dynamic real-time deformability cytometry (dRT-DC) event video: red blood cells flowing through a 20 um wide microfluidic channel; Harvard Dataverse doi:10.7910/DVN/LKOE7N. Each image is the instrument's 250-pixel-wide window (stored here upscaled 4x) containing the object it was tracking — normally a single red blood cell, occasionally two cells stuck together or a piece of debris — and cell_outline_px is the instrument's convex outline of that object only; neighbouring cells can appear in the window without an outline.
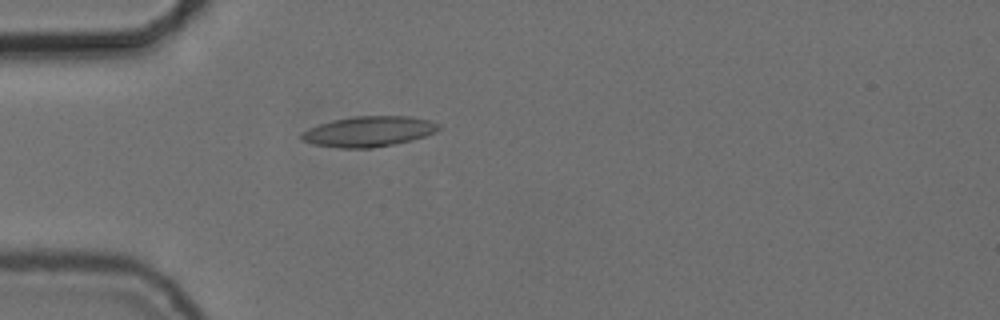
{"species": "common noctule bat (a hibernating species)", "species_latin": "Nyctalus noctula", "temperature_condition": "cold", "stored_images_in_passage": 38, "camera_frame_rate_fps": 3000, "um_per_image_px": 0.085, "animal": {"sex": "female", "body_mass_g": 24.6, "forearm_length_mm": 56.2}, "frame": {"image": 1, "passage_image": 2, "time_ms": 0.333, "image_size_px": [1000, 320], "cell_outline_px": [[444, 128], [436, 132], [412, 140], [372, 148], [340, 148], [312, 144], [300, 140], [300, 132], [308, 128], [332, 120], [352, 116], [412, 116], [432, 120], [440, 124]], "centroid_in_image_um": [31.36, 11.16], "position_along_channel_um": 53.6, "area_um2": 24.68}}
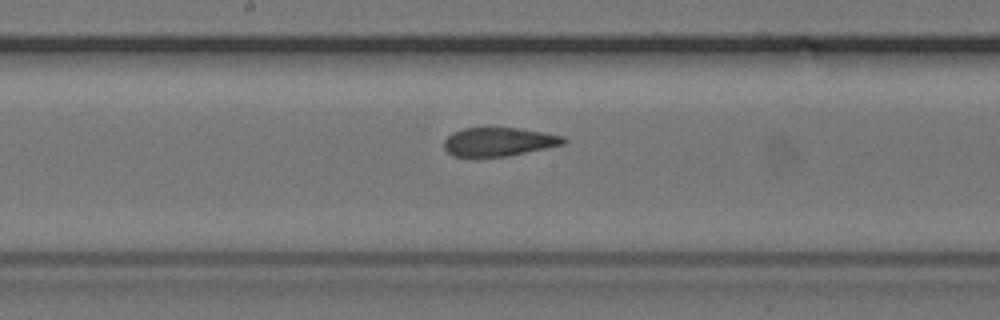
{"frame": {"image": 2, "passage_image": 15, "time_ms": 4.667, "image_size_px": [1000, 320], "cell_outline_px": [[568, 140], [564, 144], [504, 156], [452, 156], [444, 148], [444, 140], [452, 132], [464, 128], [520, 128], [544, 132], [564, 136]], "centroid_in_image_um": [42.39, 12.03], "position_along_channel_um": 205.8, "area_um2": 19.71}}
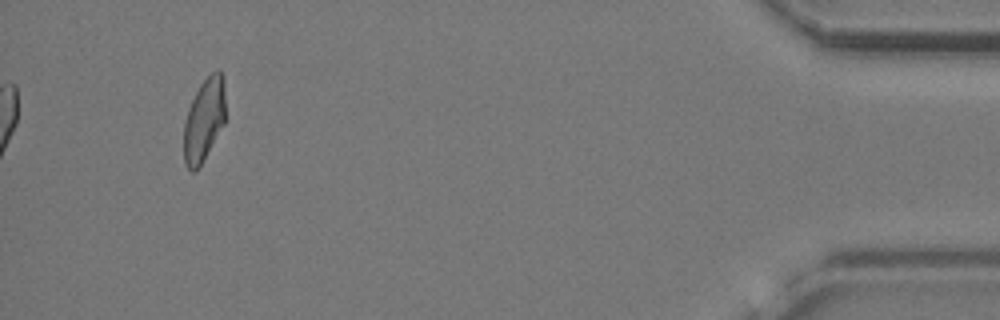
{"frame": {"image": 3, "passage_image": 38, "time_ms": 12.333, "image_size_px": [1000, 320], "cell_outline_px": [[224, 124], [196, 172], [192, 172], [184, 164], [184, 120], [188, 108], [200, 84], [216, 68], [220, 68], [224, 76]], "centroid_in_image_um": [17.34, 10.16], "position_along_channel_um": 417.9, "area_um2": 20.17}, "authors_computed_cell_mechanics": {"area_um2": 21.2126, "velocity_mm_per_s": 3.7184, "shape_relaxation_time_tau1_ms": null, "shape_relaxation_time_tau2_ms": 2.3596, "deformation_change_tau1": null, "deformation_change_tau2": 0.0825}}